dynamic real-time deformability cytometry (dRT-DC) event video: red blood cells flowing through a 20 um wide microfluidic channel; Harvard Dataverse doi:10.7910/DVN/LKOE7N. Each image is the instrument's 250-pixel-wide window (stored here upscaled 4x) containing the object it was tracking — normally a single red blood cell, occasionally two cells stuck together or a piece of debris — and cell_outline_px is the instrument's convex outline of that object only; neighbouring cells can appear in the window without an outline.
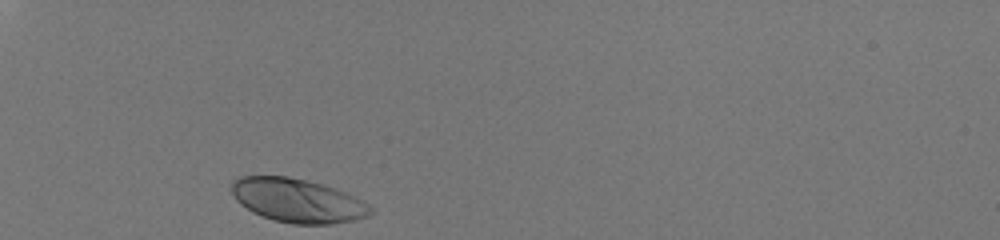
{"species": "human", "species_latin": "Homo sapiens", "temperature_condition": "room temperature", "stored_images_in_passage": 28, "camera_frame_rate_fps": 3000, "um_per_image_px": 0.085, "donor": {"sex": "male"}, "frame": {"image": 1, "passage_image": 1, "time_ms": 0.0, "image_size_px": [1000, 240], "cell_outline_px": [[372, 212], [368, 216], [352, 220], [328, 224], [292, 224], [272, 220], [252, 212], [240, 204], [236, 200], [232, 192], [232, 184], [240, 176], [288, 176], [320, 184], [344, 192], [360, 200], [372, 208]], "centroid_in_image_um": [25.24, 17.05], "position_along_channel_um": 59.8, "area_um2": 34.97}}
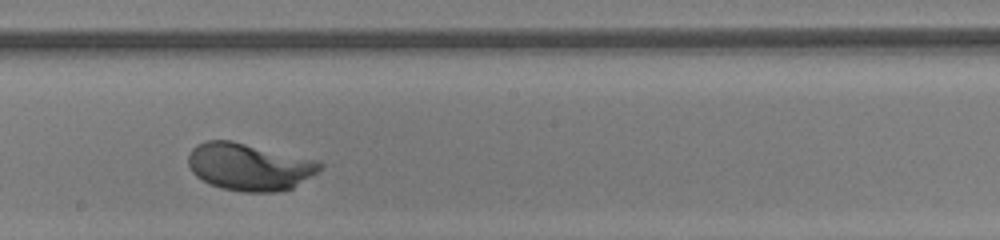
{"frame": {"image": 2, "passage_image": 16, "time_ms": 5.0, "image_size_px": [1000, 240], "cell_outline_px": [[324, 168], [292, 188], [280, 192], [244, 192], [220, 188], [208, 184], [196, 176], [192, 172], [188, 164], [188, 156], [192, 148], [196, 144], [208, 140], [232, 140], [316, 160], [324, 164]], "centroid_in_image_um": [21.17, 14.18], "position_along_channel_um": 227.0, "area_um2": 36.53}}
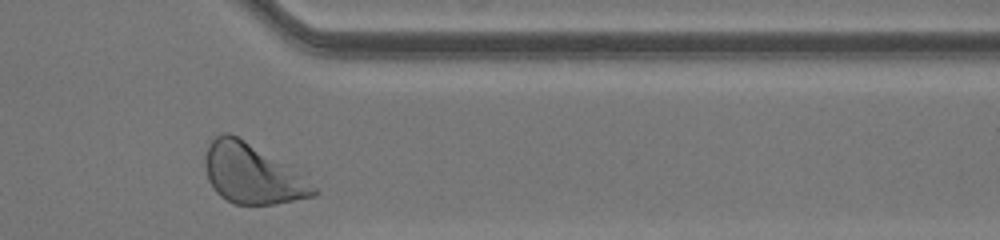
{"frame": {"image": 3, "passage_image": 28, "time_ms": 9.0, "image_size_px": [1000, 240], "cell_outline_px": [[320, 192], [316, 196], [276, 204], [236, 204], [220, 196], [216, 192], [208, 180], [204, 164], [204, 156], [208, 144], [220, 132], [228, 132], [308, 172]], "centroid_in_image_um": [21.57, 14.76], "position_along_channel_um": 389.8, "area_um2": 39.25}, "authors_computed_cell_mechanics": {"area_um2": 35.1424, "velocity_mm_per_s": 4.0621, "shape_relaxation_time_tau1_ms": 1.7782, "shape_relaxation_time_tau2_ms": null, "deformation_change_tau1": 0.1329, "deformation_change_tau2": null}}